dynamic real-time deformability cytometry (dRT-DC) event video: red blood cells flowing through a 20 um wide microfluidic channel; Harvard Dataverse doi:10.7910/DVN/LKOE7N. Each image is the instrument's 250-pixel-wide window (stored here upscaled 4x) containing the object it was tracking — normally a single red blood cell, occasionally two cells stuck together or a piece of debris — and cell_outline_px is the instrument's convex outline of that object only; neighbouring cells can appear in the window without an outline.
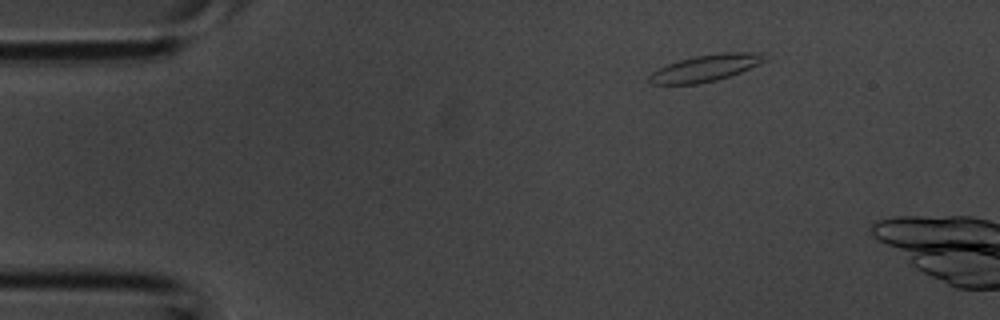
{"species": "common noctule bat (a hibernating species)", "species_latin": "Nyctalus noctula", "temperature_condition": "room temperature", "stored_images_in_passage": 4, "camera_frame_rate_fps": 3000, "um_per_image_px": 0.085, "animal": {"sex": "male", "body_mass_g": 20.1, "forearm_length_mm": 53.5}, "frame": {"image": 1, "passage_image": 1, "time_ms": 0.0, "image_size_px": [1000, 320], "cell_outline_px": [[768, 60], [740, 72], [716, 80], [696, 84], [648, 84], [648, 76], [652, 72], [668, 64], [680, 60], [696, 56], [724, 52], [764, 52]], "centroid_in_image_um": [60.0, 5.77], "position_along_channel_um": 25.0, "area_um2": 17.86}}